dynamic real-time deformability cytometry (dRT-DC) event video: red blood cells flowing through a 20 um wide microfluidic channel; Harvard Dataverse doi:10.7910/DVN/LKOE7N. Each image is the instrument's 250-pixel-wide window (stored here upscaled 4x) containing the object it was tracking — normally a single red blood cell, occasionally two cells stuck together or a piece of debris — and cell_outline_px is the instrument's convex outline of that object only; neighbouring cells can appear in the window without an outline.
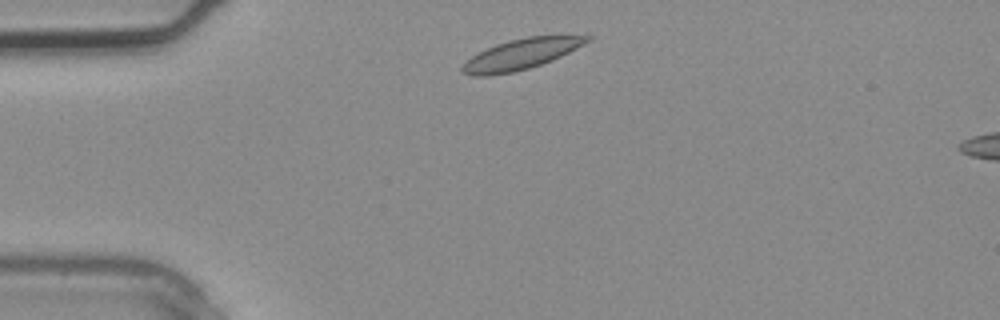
{"species": "common noctule bat (a hibernating species)", "species_latin": "Nyctalus noctula", "temperature_condition": "warm", "stored_images_in_passage": 2, "segment_of_instrument_passage": [1, 2], "camera_frame_rate_fps": 3000, "um_per_image_px": 0.085, "animal": {"sex": "male", "body_mass_g": 20.4}, "frame": {"image": 1, "passage_image": 1, "time_ms": 0.0, "image_size_px": [1000, 320], "cell_outline_px": [[592, 40], [552, 60], [528, 68], [512, 72], [488, 76], [472, 76], [460, 72], [460, 68], [472, 56], [496, 44], [508, 40], [528, 36], [592, 36]], "centroid_in_image_um": [44.26, 4.61], "position_along_channel_um": 40.7, "area_um2": 21.85}}